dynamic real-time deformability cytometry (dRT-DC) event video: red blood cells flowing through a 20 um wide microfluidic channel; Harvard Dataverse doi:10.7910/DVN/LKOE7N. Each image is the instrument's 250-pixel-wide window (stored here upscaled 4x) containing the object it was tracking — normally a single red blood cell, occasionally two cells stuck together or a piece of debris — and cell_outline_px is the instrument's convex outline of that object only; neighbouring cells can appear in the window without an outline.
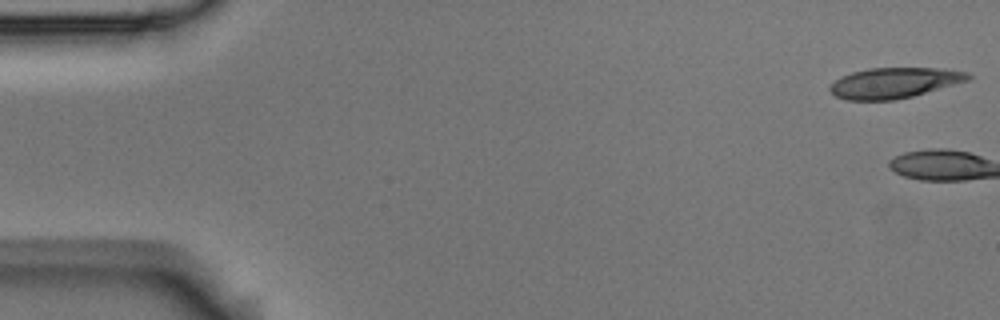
{"species": "Egyptian fruit bat (a non-hibernating species)", "species_latin": "Rousettus aegyptiacus", "temperature_condition": "room temperature", "stored_images_in_passage": 6, "camera_frame_rate_fps": 3000, "um_per_image_px": 0.085, "animal": {"sex": "male"}, "frame": {"image": 1, "passage_image": 1, "time_ms": 0.0, "image_size_px": [1000, 320], "cell_outline_px": [[972, 76], [968, 80], [912, 96], [896, 100], [848, 100], [836, 96], [828, 88], [836, 80], [852, 72], [868, 68], [944, 68], [968, 72]], "centroid_in_image_um": [76.03, 7.04], "position_along_channel_um": 9.0, "area_um2": 24.33}}
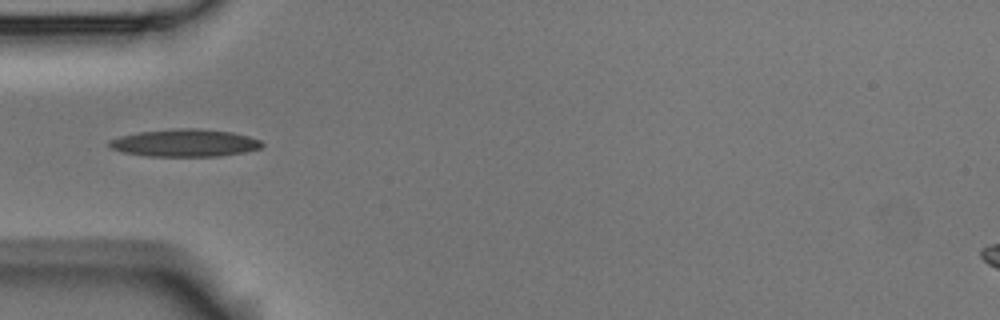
{"frame": {"image": 2, "passage_image": 5, "time_ms": 1.333, "image_size_px": [1000, 320], "cell_outline_px": [[264, 144], [260, 148], [244, 152], [220, 156], [144, 156], [124, 152], [108, 148], [108, 140], [120, 136], [140, 132], [180, 128], [196, 128], [232, 132], [248, 136], [260, 140]], "centroid_in_image_um": [15.69, 12.15], "position_along_channel_um": 69.3, "area_um2": 24.45}}
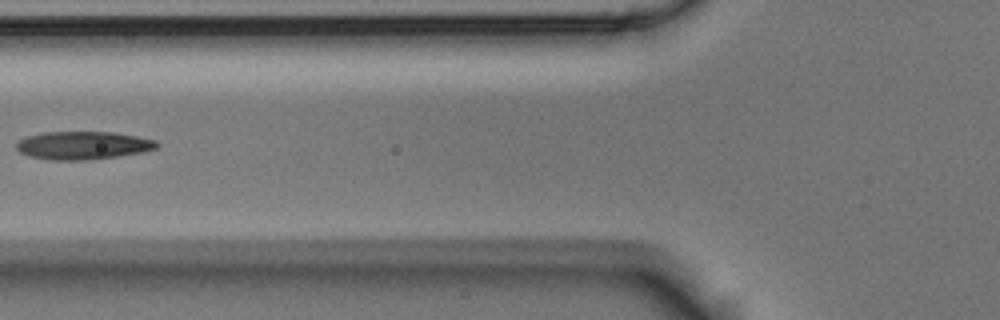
{"frame": {"image": 3, "passage_image": 6, "time_ms": 1.667, "image_size_px": [1000, 320], "cell_outline_px": [[160, 144], [156, 148], [144, 152], [116, 156], [84, 160], [52, 160], [28, 156], [20, 152], [16, 148], [16, 144], [24, 136], [44, 132], [112, 132], [136, 136], [156, 140]], "centroid_in_image_um": [7.04, 12.35], "position_along_channel_um": 118.8, "area_um2": 22.95}}